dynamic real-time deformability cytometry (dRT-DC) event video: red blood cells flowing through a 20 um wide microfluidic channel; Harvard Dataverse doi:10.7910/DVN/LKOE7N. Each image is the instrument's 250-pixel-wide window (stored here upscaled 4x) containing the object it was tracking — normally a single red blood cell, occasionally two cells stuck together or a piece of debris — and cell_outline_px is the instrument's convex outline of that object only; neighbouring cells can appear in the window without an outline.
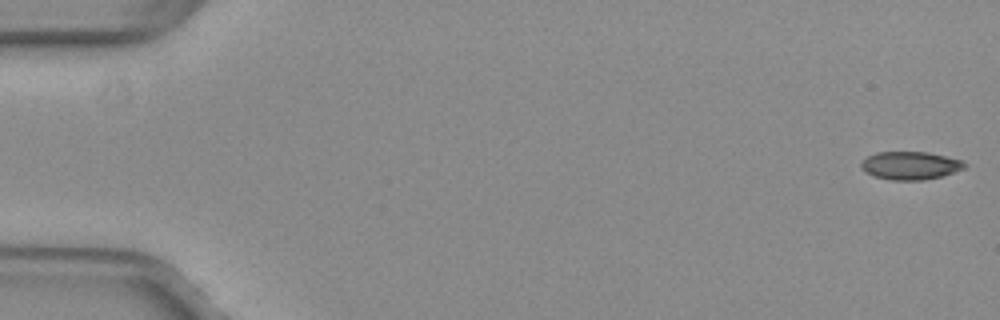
{"species": "common noctule bat (a hibernating species)", "species_latin": "Nyctalus noctula", "temperature_condition": "warm", "stored_images_in_passage": 8, "camera_frame_rate_fps": 3000, "um_per_image_px": 0.085, "animal": {"sex": "female", "body_mass_g": 29.2, "forearm_length_mm": 56.3}, "frame": {"image": 1, "passage_image": 1, "time_ms": 0.0, "image_size_px": [1000, 320], "cell_outline_px": [[964, 168], [940, 176], [924, 180], [892, 180], [872, 176], [860, 168], [860, 164], [868, 156], [876, 152], [928, 152], [960, 160], [964, 164]], "centroid_in_image_um": [77.3, 14.07], "position_along_channel_um": 7.7, "area_um2": 16.65}}